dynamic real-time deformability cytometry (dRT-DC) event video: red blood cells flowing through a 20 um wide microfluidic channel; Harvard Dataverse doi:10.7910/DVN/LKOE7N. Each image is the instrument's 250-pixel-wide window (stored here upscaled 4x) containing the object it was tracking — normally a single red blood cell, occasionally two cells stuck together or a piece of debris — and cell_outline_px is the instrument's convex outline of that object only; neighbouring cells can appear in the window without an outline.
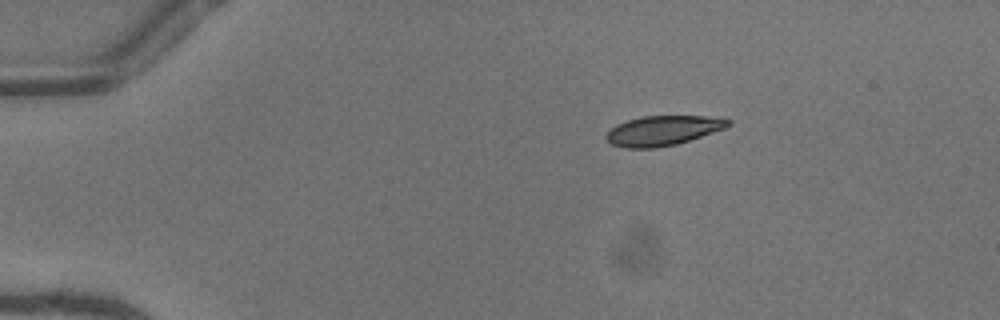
{"species": "common noctule bat (a hibernating species)", "species_latin": "Nyctalus noctula", "temperature_condition": "warm", "stored_images_in_passage": 43, "camera_frame_rate_fps": 3000, "um_per_image_px": 0.085, "animal": {"sex": "female"}, "frame": {"image": 1, "passage_image": 1, "time_ms": 0.0, "image_size_px": [1000, 320], "cell_outline_px": [[732, 124], [724, 128], [676, 144], [656, 148], [624, 148], [612, 144], [604, 136], [616, 124], [628, 120], [644, 116], [708, 116], [732, 120]], "centroid_in_image_um": [56.33, 11.09], "position_along_channel_um": 28.7, "area_um2": 20.92}}
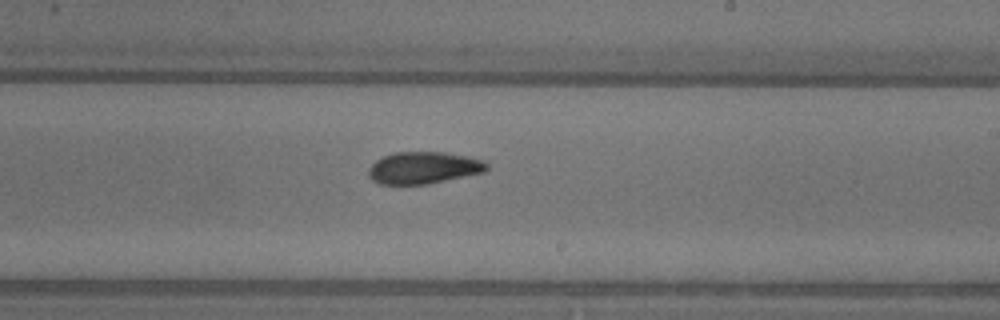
{"frame": {"image": 2, "passage_image": 23, "time_ms": 7.333, "image_size_px": [1000, 320], "cell_outline_px": [[488, 168], [484, 172], [428, 184], [380, 184], [372, 180], [368, 176], [368, 168], [376, 160], [384, 156], [396, 152], [444, 152], [468, 156], [484, 160], [488, 164]], "centroid_in_image_um": [36.01, 14.26], "position_along_channel_um": 253.0, "area_um2": 22.08}}
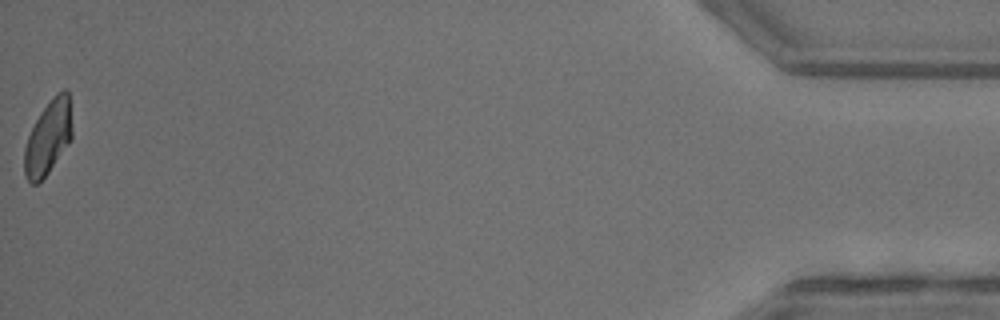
{"frame": {"image": 3, "passage_image": 43, "time_ms": 14.0, "image_size_px": [1000, 320], "cell_outline_px": [[72, 140], [48, 172], [36, 184], [32, 184], [24, 176], [24, 148], [28, 136], [40, 112], [56, 92], [64, 88], [68, 88], [72, 128]], "centroid_in_image_um": [4.11, 11.65], "position_along_channel_um": 431.1, "area_um2": 20.69}, "authors_computed_cell_mechanics": {"area_um2": 22.0796, "velocity_mm_per_s": 4.0996, "shape_relaxation_time_tau1_ms": 4.6384, "shape_relaxation_time_tau2_ms": 2.3085, "deformation_change_tau1": 0.1507, "deformation_change_tau2": 0.0658}}